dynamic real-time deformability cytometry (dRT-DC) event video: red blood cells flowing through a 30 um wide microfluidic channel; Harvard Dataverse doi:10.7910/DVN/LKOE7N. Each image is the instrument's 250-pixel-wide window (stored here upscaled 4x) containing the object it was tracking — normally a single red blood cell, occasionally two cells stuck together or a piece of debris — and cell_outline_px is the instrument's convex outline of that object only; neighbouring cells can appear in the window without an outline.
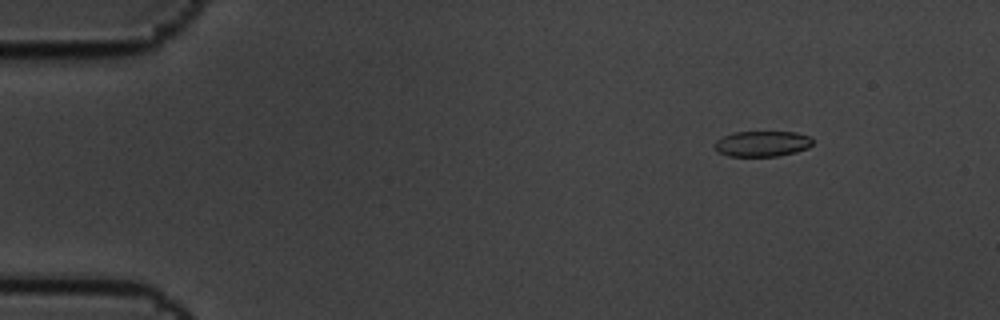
{"species": "common noctule bat (a hibernating species)", "species_latin": "Nyctalus noctula", "temperature_condition": "cold", "stored_images_in_passage": 7, "camera_frame_rate_fps": 3000, "um_per_image_px": 0.085, "animal": {"sex": "male", "body_mass_g": 19.5, "forearm_length_mm": 54.6}, "frame": {"image": 1, "passage_image": 3, "time_ms": 0.667, "image_size_px": [1000, 320], "cell_outline_px": [[812, 144], [808, 148], [796, 152], [776, 156], [728, 156], [720, 152], [716, 148], [716, 140], [732, 132], [796, 132], [812, 136]], "centroid_in_image_um": [64.83, 12.21], "position_along_channel_um": 20.2, "area_um2": 14.57}}
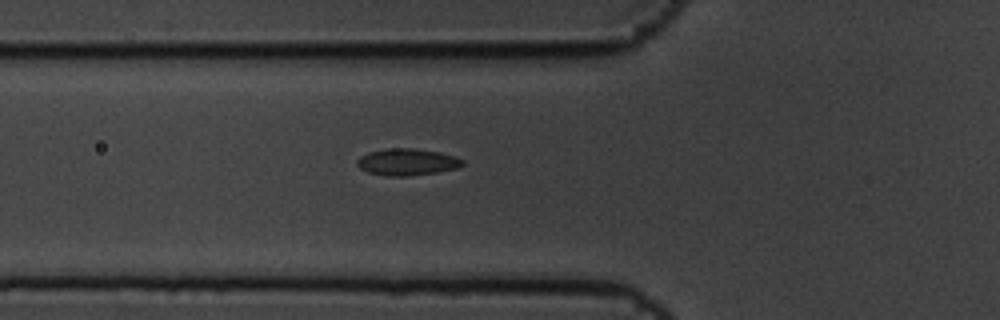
{"frame": {"image": 2, "passage_image": 7, "time_ms": 2.0, "image_size_px": [1000, 320], "cell_outline_px": [[464, 164], [456, 168], [436, 172], [408, 176], [388, 176], [368, 172], [360, 168], [356, 164], [356, 160], [360, 156], [368, 152], [392, 148], [412, 148], [440, 152], [456, 156], [464, 160]], "centroid_in_image_um": [34.6, 13.76], "position_along_channel_um": 91.2, "area_um2": 16.42}}